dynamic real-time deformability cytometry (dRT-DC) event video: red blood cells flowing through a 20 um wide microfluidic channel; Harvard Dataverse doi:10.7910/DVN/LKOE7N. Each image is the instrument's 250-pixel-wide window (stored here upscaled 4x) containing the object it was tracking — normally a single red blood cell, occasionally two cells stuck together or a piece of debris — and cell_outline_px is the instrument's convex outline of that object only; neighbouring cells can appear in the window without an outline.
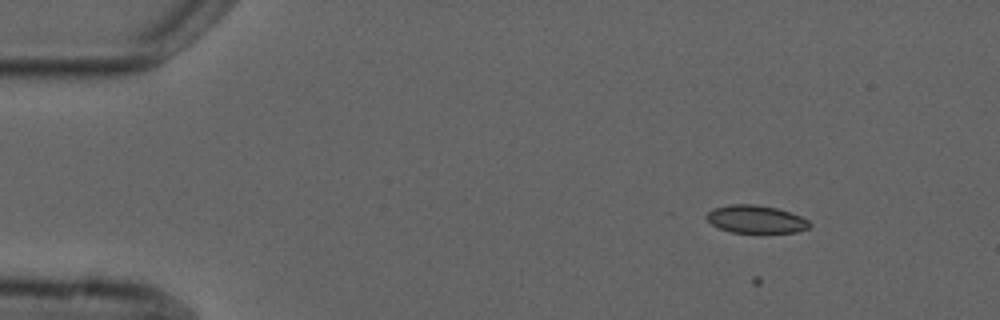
{"species": "common noctule bat (a hibernating species)", "species_latin": "Nyctalus noctula", "temperature_condition": "cold", "stored_images_in_passage": 8, "camera_frame_rate_fps": 3000, "um_per_image_px": 0.085, "animal": {"sex": "male", "forearm_length_mm": 52.5}, "frame": {"image": 1, "passage_image": 1, "time_ms": 0.0, "image_size_px": [1000, 320], "cell_outline_px": [[812, 224], [808, 228], [796, 232], [732, 232], [720, 228], [712, 224], [704, 216], [712, 208], [732, 204], [756, 204], [776, 208], [800, 216], [808, 220]], "centroid_in_image_um": [64.23, 18.62], "position_along_channel_um": 20.8, "area_um2": 16.53}}
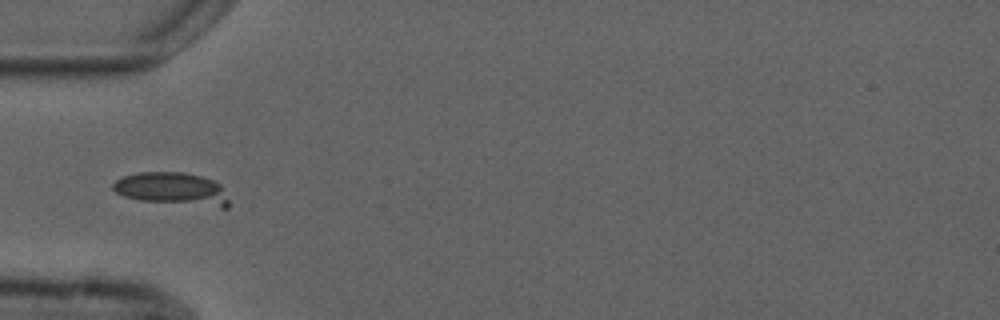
{"frame": {"image": 2, "passage_image": 4, "time_ms": 3.667, "image_size_px": [1000, 320], "cell_outline_px": [[228, 208], [220, 208], [140, 200], [124, 196], [116, 192], [112, 188], [112, 184], [116, 180], [124, 176], [136, 172], [184, 172], [200, 176], [212, 180], [220, 184], [228, 200]], "centroid_in_image_um": [14.64, 16.06], "position_along_channel_um": 70.4, "area_um2": 22.08}}